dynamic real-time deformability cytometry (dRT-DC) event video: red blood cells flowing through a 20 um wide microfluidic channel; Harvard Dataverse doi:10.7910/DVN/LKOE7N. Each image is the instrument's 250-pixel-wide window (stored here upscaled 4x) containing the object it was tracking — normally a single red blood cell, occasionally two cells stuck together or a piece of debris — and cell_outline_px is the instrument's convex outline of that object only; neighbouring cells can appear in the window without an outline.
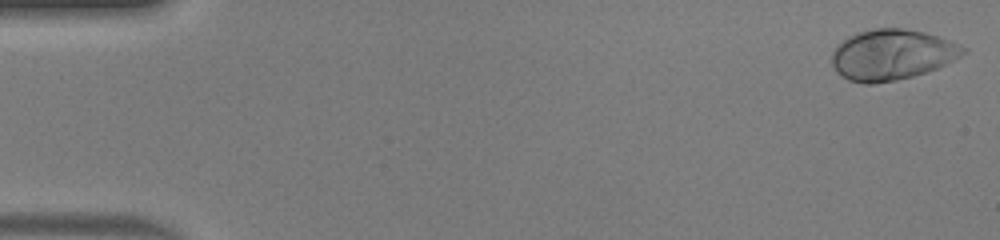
{"species": "human", "species_latin": "Homo sapiens", "temperature_condition": "warm", "stored_images_in_passage": 49, "camera_frame_rate_fps": 3000, "um_per_image_px": 0.085, "donor": {"sex": "male"}, "frame": {"image": 1, "passage_image": 1, "time_ms": 0.0, "image_size_px": [1000, 240], "cell_outline_px": [[968, 52], [936, 68], [912, 76], [896, 80], [872, 84], [864, 84], [848, 80], [840, 76], [836, 72], [832, 64], [832, 52], [836, 44], [848, 36], [856, 32], [872, 28], [904, 28], [924, 32], [960, 44], [968, 48]], "centroid_in_image_um": [75.76, 4.64], "position_along_channel_um": 9.2, "area_um2": 38.9}}
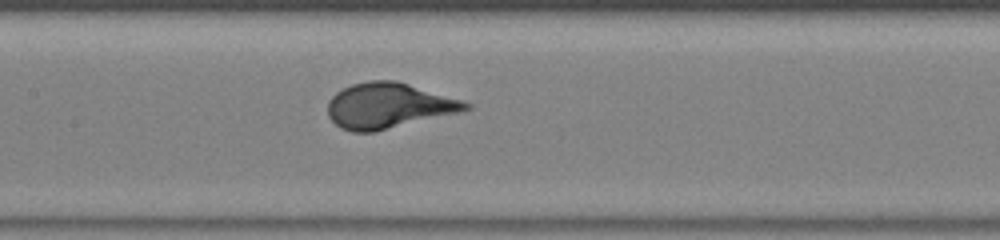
{"frame": {"image": 2, "passage_image": 24, "time_ms": 7.667, "image_size_px": [1000, 240], "cell_outline_px": [[472, 108], [460, 112], [376, 132], [352, 132], [340, 128], [328, 116], [328, 100], [336, 92], [352, 84], [368, 80], [396, 80], [464, 100], [472, 104]], "centroid_in_image_um": [33.04, 8.98], "position_along_channel_um": 174.4, "area_um2": 36.82}}
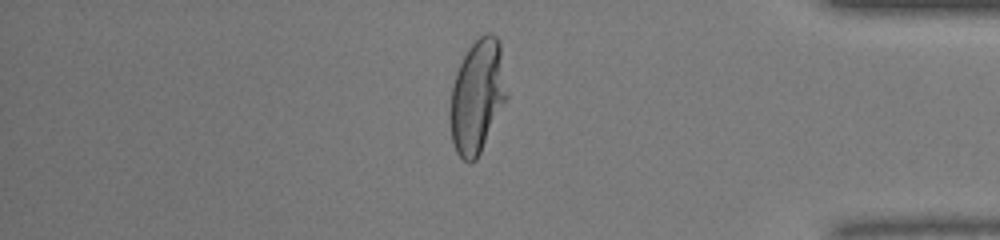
{"frame": {"image": 3, "passage_image": 42, "time_ms": 13.667, "image_size_px": [1000, 240], "cell_outline_px": [[508, 100], [476, 160], [472, 164], [468, 164], [456, 152], [452, 140], [448, 120], [448, 116], [452, 88], [456, 72], [468, 48], [484, 32], [492, 32], [500, 40], [508, 92]], "centroid_in_image_um": [40.59, 8.2], "position_along_channel_um": 394.6, "area_um2": 38.32}}